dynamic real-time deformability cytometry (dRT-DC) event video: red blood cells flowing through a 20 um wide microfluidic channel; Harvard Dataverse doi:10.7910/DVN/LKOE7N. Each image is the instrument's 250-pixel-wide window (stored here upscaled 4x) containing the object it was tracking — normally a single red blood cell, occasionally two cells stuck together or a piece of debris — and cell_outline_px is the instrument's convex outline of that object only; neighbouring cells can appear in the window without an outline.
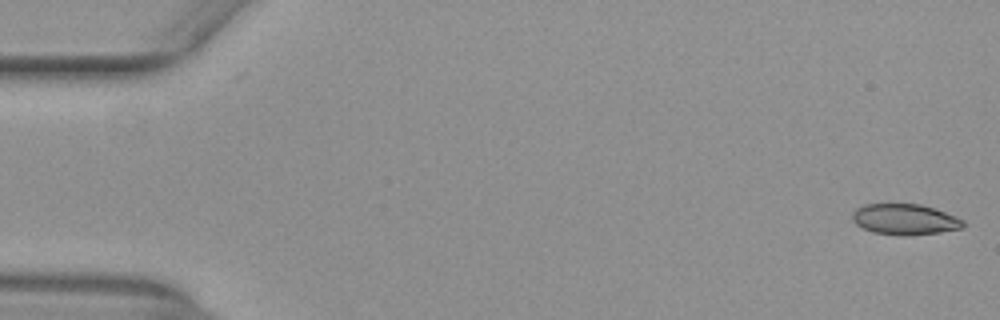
{"species": "common noctule bat (a hibernating species)", "species_latin": "Nyctalus noctula", "temperature_condition": "warm", "stored_images_in_passage": 3, "camera_frame_rate_fps": 3000, "um_per_image_px": 0.085, "animal": {"sex": "female", "body_mass_g": 29.2, "forearm_length_mm": 56.3}, "frame": {"image": 1, "passage_image": 3, "time_ms": 0.667, "image_size_px": [1000, 320], "cell_outline_px": [[968, 224], [964, 228], [940, 232], [912, 236], [900, 236], [872, 232], [856, 224], [852, 220], [852, 212], [856, 208], [864, 204], [920, 204], [936, 208], [956, 216], [964, 220]], "centroid_in_image_um": [76.96, 18.65], "position_along_channel_um": 8.0, "area_um2": 20.35}}